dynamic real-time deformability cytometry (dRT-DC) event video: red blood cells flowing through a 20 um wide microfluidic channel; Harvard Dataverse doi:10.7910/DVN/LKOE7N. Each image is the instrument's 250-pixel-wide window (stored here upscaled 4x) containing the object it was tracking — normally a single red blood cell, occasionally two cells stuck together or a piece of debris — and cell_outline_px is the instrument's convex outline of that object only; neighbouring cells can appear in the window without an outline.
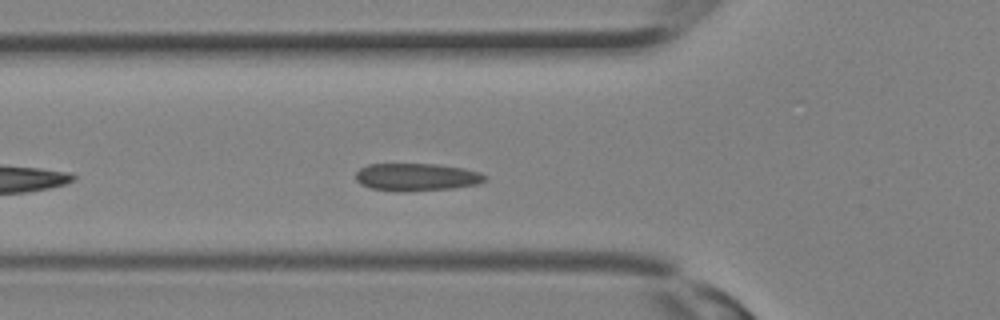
{"species": "Egyptian fruit bat (a non-hibernating species)", "species_latin": "Rousettus aegyptiacus", "temperature_condition": "room temperature", "stored_images_in_passage": 19, "camera_frame_rate_fps": 3000, "um_per_image_px": 0.085, "animal": {"sex": "female"}, "frame": {"image": 1, "passage_image": 3, "time_ms": 0.667, "image_size_px": [1000, 320], "cell_outline_px": [[488, 180], [476, 184], [452, 188], [396, 192], [372, 188], [360, 184], [356, 180], [356, 172], [360, 168], [368, 164], [436, 164], [464, 168], [480, 172], [488, 176]], "centroid_in_image_um": [35.42, 15.05], "position_along_channel_um": 90.4, "area_um2": 20.87}}
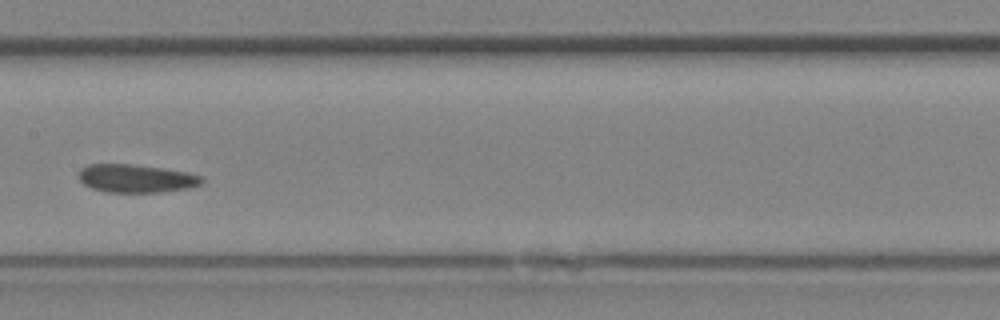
{"frame": {"image": 2, "passage_image": 8, "time_ms": 2.333, "image_size_px": [1000, 320], "cell_outline_px": [[204, 184], [188, 188], [160, 192], [104, 192], [92, 188], [84, 184], [80, 180], [80, 168], [88, 164], [132, 164], [164, 168], [188, 172], [204, 176]], "centroid_in_image_um": [11.62, 15.16], "position_along_channel_um": 195.8, "area_um2": 20.4}}
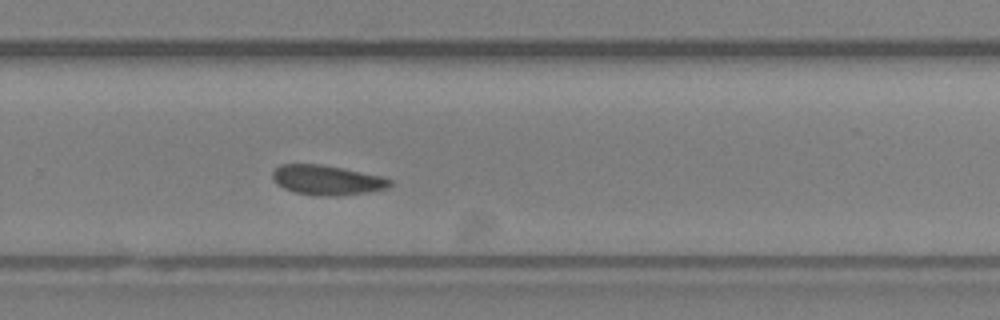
{"frame": {"image": 3, "passage_image": 13, "time_ms": 4.0, "image_size_px": [1000, 320], "cell_outline_px": [[392, 184], [388, 188], [364, 192], [324, 196], [316, 196], [296, 192], [284, 188], [276, 184], [272, 176], [272, 172], [280, 164], [320, 164], [384, 176], [392, 180]], "centroid_in_image_um": [27.78, 15.29], "position_along_channel_um": 302.0, "area_um2": 20.17}}